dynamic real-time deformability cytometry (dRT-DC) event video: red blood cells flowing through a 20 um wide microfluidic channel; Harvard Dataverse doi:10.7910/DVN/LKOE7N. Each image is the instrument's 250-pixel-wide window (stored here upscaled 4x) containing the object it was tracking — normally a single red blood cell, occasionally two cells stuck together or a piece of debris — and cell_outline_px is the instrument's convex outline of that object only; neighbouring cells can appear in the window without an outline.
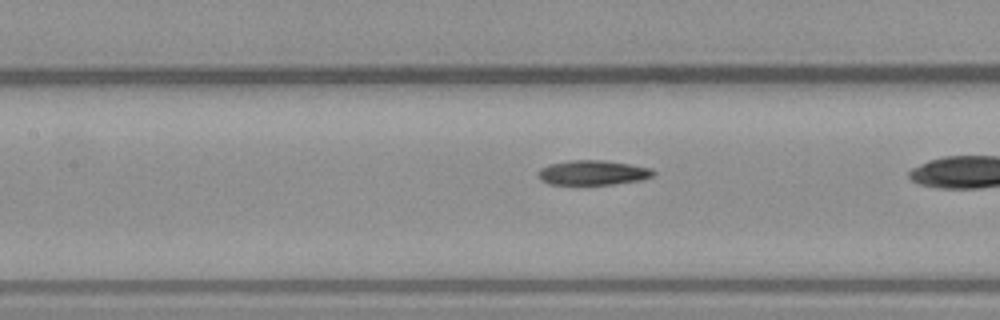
{"species": "common noctule bat (a hibernating species)", "species_latin": "Nyctalus noctula", "temperature_condition": "warm", "stored_images_in_passage": 35, "camera_frame_rate_fps": 3000, "um_per_image_px": 0.085, "animal": {"sex": "male", "body_mass_g": 23.1, "forearm_length_mm": 52.7}, "frame": {"image": 1, "passage_image": 18, "time_ms": 5.667, "image_size_px": [1000, 320], "cell_outline_px": [[656, 172], [652, 176], [644, 180], [612, 184], [548, 184], [540, 180], [536, 176], [536, 172], [540, 168], [548, 164], [568, 160], [604, 160], [652, 168]], "centroid_in_image_um": [50.35, 14.67], "position_along_channel_um": 157.1, "area_um2": 16.82}}
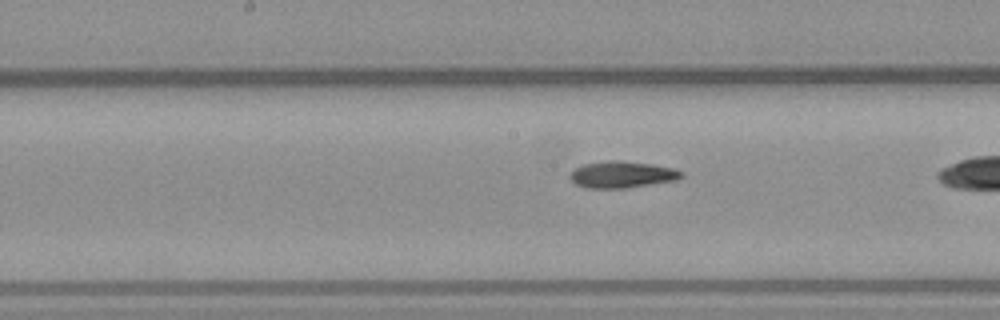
{"frame": {"image": 2, "passage_image": 21, "time_ms": 6.667, "image_size_px": [1000, 320], "cell_outline_px": [[684, 176], [676, 180], [628, 188], [584, 188], [576, 184], [568, 176], [576, 168], [584, 164], [608, 160], [620, 160], [652, 164], [672, 168], [684, 172]], "centroid_in_image_um": [52.88, 14.84], "position_along_channel_um": 195.3, "area_um2": 17.34}}
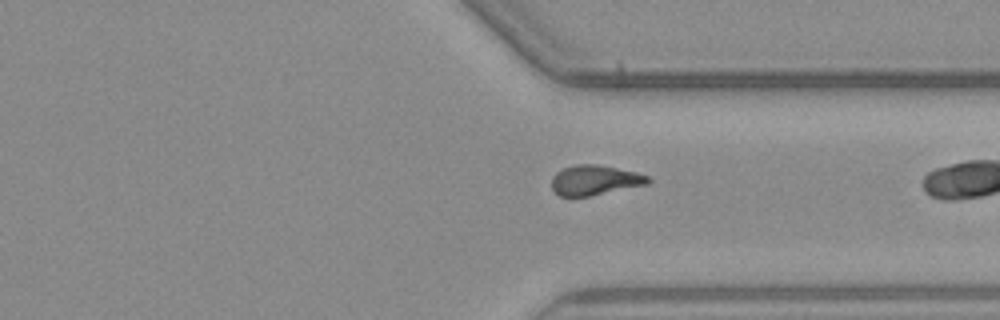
{"frame": {"image": 3, "passage_image": 34, "time_ms": 11.0, "image_size_px": [1000, 320], "cell_outline_px": [[652, 180], [648, 184], [588, 196], [560, 196], [552, 188], [552, 176], [556, 172], [564, 168], [576, 164], [596, 164], [636, 172], [648, 176]], "centroid_in_image_um": [50.56, 15.3], "position_along_channel_um": 360.8, "area_um2": 16.65}}